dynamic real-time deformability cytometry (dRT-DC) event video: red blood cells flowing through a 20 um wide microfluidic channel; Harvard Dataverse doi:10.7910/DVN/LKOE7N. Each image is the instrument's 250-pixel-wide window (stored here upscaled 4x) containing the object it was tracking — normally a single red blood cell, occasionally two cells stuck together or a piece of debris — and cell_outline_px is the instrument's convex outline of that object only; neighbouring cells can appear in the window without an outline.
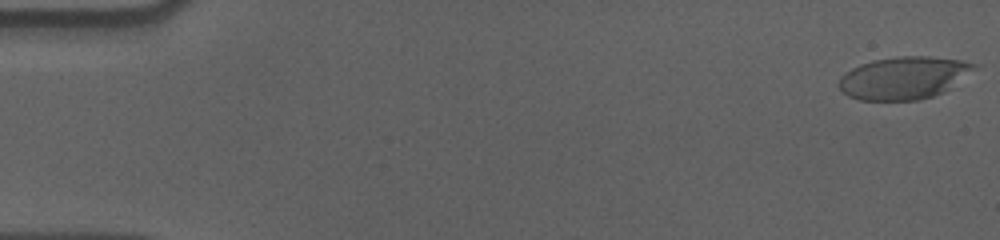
{"species": "human", "species_latin": "Homo sapiens", "temperature_condition": "cold", "stored_images_in_passage": 57, "camera_frame_rate_fps": 3000, "um_per_image_px": 0.085, "donor": {"sex": "male"}, "frame": {"image": 1, "passage_image": 1, "time_ms": 0.0, "image_size_px": [1000, 240], "cell_outline_px": [[980, 64], [944, 92], [932, 96], [916, 100], [860, 100], [848, 96], [836, 84], [840, 76], [852, 68], [860, 64], [872, 60], [900, 56], [928, 56], [960, 60]], "centroid_in_image_um": [76.78, 6.61], "position_along_channel_um": 8.2, "area_um2": 33.35}}
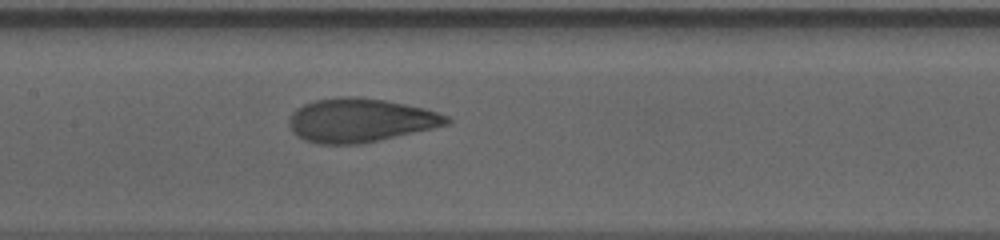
{"frame": {"image": 2, "passage_image": 28, "time_ms": 9.0, "image_size_px": [1000, 240], "cell_outline_px": [[452, 120], [448, 124], [432, 128], [380, 140], [360, 144], [316, 144], [304, 140], [296, 136], [292, 132], [288, 124], [288, 120], [292, 112], [296, 108], [304, 104], [316, 100], [340, 96], [352, 96], [384, 100], [424, 108], [448, 116]], "centroid_in_image_um": [30.57, 10.23], "position_along_channel_um": 176.8, "area_um2": 40.23}}
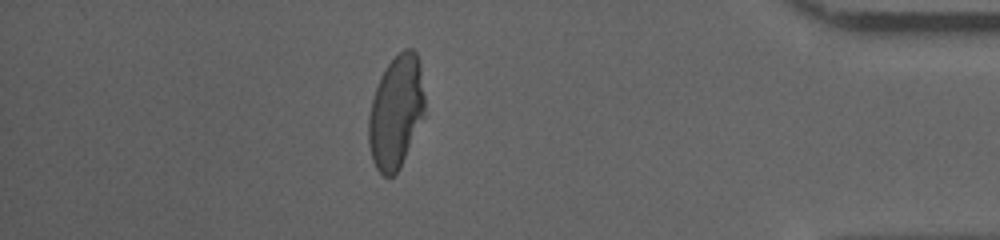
{"frame": {"image": 3, "passage_image": 50, "time_ms": 16.333, "image_size_px": [1000, 240], "cell_outline_px": [[424, 116], [400, 168], [392, 176], [384, 176], [376, 168], [372, 160], [368, 144], [368, 116], [372, 100], [380, 76], [388, 64], [404, 48], [412, 48], [416, 52], [420, 60], [424, 96]], "centroid_in_image_um": [33.66, 9.51], "position_along_channel_um": 401.5, "area_um2": 36.99}, "authors_computed_cell_mechanics": {"area_um2": 38.6682, "velocity_mm_per_s": 3.6043, "shape_relaxation_time_tau1_ms": 4.8417, "shape_relaxation_time_tau2_ms": 0.961, "deformation_change_tau1": 0.2072, "deformation_change_tau2": 0.0663}}